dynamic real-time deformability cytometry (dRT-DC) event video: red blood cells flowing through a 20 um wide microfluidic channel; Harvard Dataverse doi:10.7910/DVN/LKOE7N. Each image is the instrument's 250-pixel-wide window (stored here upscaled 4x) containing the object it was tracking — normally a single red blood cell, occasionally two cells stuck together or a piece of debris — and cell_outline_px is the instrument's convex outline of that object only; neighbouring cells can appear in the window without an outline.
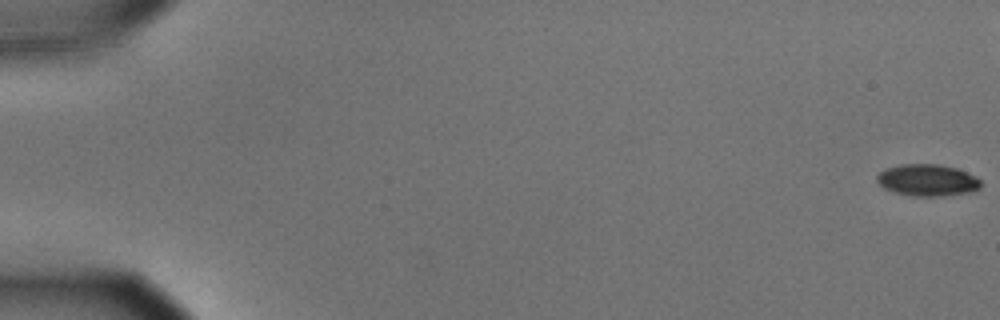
{"species": "common noctule bat (a hibernating species)", "species_latin": "Nyctalus noctula", "temperature_condition": "cold", "stored_images_in_passage": 59, "camera_frame_rate_fps": 3000, "um_per_image_px": 0.085, "animal": {"sex": "male", "body_mass_g": 15.6}, "frame": {"image": 1, "passage_image": 1, "time_ms": 0.0, "image_size_px": [1000, 320], "cell_outline_px": [[980, 188], [972, 192], [944, 196], [912, 196], [896, 192], [884, 188], [876, 180], [876, 176], [884, 168], [900, 164], [940, 164], [956, 168], [976, 176], [980, 180]], "centroid_in_image_um": [78.83, 15.31], "position_along_channel_um": 6.2, "area_um2": 19.36}}
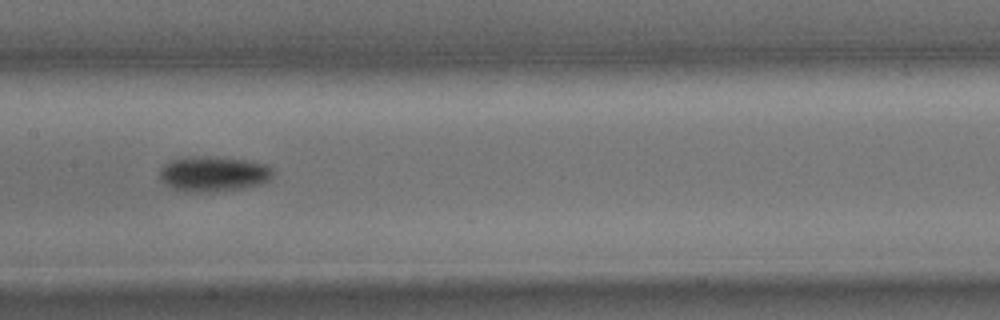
{"frame": {"image": 2, "passage_image": 30, "time_ms": 9.667, "image_size_px": [1000, 320], "cell_outline_px": [[272, 180], [264, 184], [244, 188], [216, 192], [184, 192], [172, 188], [164, 184], [160, 180], [160, 168], [164, 164], [172, 160], [192, 156], [208, 156], [244, 160], [264, 164], [272, 168]], "centroid_in_image_um": [18.14, 14.8], "position_along_channel_um": 189.3, "area_um2": 23.58}}
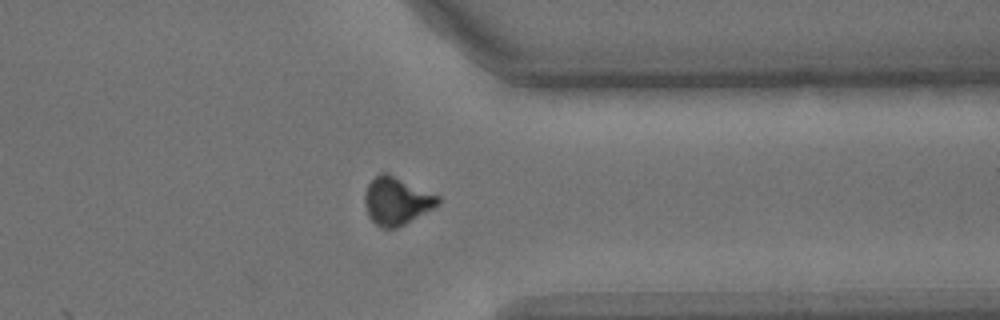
{"frame": {"image": 3, "passage_image": 46, "time_ms": 15.0, "image_size_px": [1000, 320], "cell_outline_px": [[440, 200], [432, 208], [404, 224], [396, 228], [380, 228], [368, 216], [364, 204], [364, 192], [368, 184], [380, 172], [388, 172], [440, 196]], "centroid_in_image_um": [33.67, 17.06], "position_along_channel_um": 377.7, "area_um2": 20.29}, "authors_computed_cell_mechanics": {"area_um2": 20.6924, "velocity_mm_per_s": 3.587, "shape_relaxation_time_tau1_ms": 3.9274, "shape_relaxation_time_tau2_ms": null, "deformation_change_tau1": 0.1349, "deformation_change_tau2": null}}